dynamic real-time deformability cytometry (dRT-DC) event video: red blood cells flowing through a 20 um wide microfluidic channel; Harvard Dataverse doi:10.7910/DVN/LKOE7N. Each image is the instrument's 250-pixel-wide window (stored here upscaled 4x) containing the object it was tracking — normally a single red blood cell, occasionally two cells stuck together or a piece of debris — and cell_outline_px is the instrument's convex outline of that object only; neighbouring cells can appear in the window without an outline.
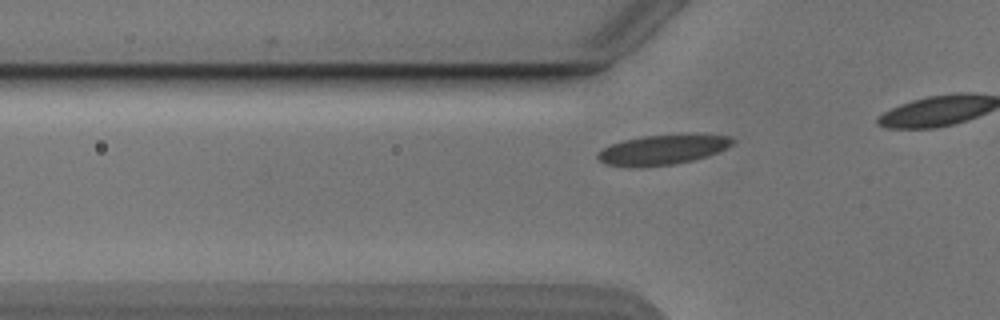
{"species": "Egyptian fruit bat (a non-hibernating species)", "species_latin": "Rousettus aegyptiacus", "temperature_condition": "cold", "stored_images_in_passage": 21, "camera_frame_rate_fps": 3000, "um_per_image_px": 0.085, "animal": {"sex": "male"}, "frame": {"image": 1, "passage_image": 15, "time_ms": 4.667, "image_size_px": [1000, 320], "cell_outline_px": [[736, 140], [732, 144], [708, 156], [676, 164], [640, 168], [628, 168], [604, 164], [596, 156], [596, 152], [612, 144], [624, 140], [644, 136], [680, 132], [700, 132], [728, 136]], "centroid_in_image_um": [56.34, 12.7], "position_along_channel_um": 69.5, "area_um2": 24.51}}